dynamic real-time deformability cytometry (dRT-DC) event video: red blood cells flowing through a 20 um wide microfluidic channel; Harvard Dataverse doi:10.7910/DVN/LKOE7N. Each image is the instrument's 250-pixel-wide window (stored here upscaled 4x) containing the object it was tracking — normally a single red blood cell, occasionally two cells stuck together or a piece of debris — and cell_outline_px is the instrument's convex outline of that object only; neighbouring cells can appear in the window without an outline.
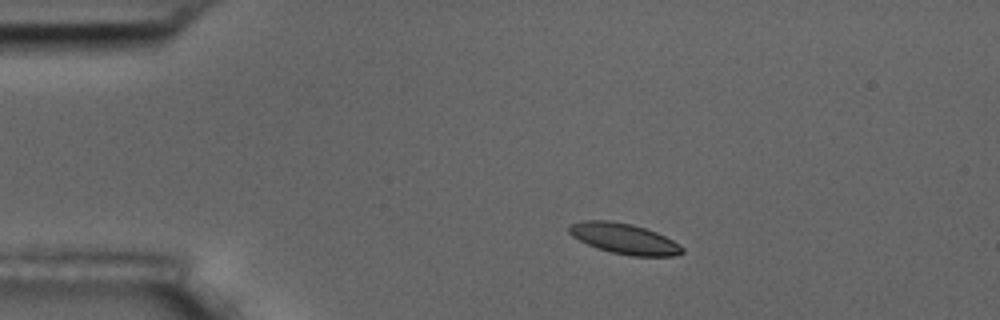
{"species": "common noctule bat (a hibernating species)", "species_latin": "Nyctalus noctula", "temperature_condition": "room temperature", "stored_images_in_passage": 4, "camera_frame_rate_fps": 3000, "um_per_image_px": 0.085, "animal": {"sex": "male", "body_mass_g": 17.5, "forearm_length_mm": 52.3}, "frame": {"image": 1, "passage_image": 1, "time_ms": 0.0, "image_size_px": [1000, 320], "cell_outline_px": [[684, 252], [676, 256], [632, 256], [612, 252], [596, 248], [572, 236], [568, 232], [568, 224], [584, 220], [608, 220], [632, 224], [656, 232], [680, 244], [684, 248]], "centroid_in_image_um": [53.05, 20.28], "position_along_channel_um": 32.0, "area_um2": 20.17}}
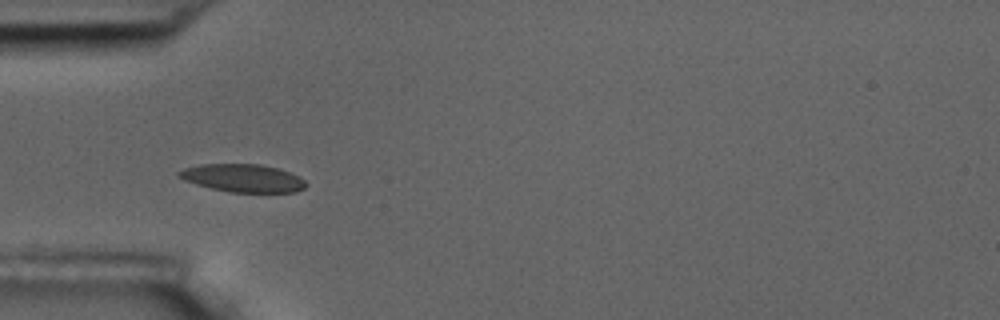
{"frame": {"image": 2, "passage_image": 3, "time_ms": 2.333, "image_size_px": [1000, 320], "cell_outline_px": [[308, 184], [304, 188], [296, 192], [228, 192], [196, 184], [184, 180], [176, 176], [176, 172], [184, 168], [200, 164], [260, 164], [276, 168], [288, 172], [304, 180]], "centroid_in_image_um": [20.6, 15.14], "position_along_channel_um": 64.4, "area_um2": 20.58}}